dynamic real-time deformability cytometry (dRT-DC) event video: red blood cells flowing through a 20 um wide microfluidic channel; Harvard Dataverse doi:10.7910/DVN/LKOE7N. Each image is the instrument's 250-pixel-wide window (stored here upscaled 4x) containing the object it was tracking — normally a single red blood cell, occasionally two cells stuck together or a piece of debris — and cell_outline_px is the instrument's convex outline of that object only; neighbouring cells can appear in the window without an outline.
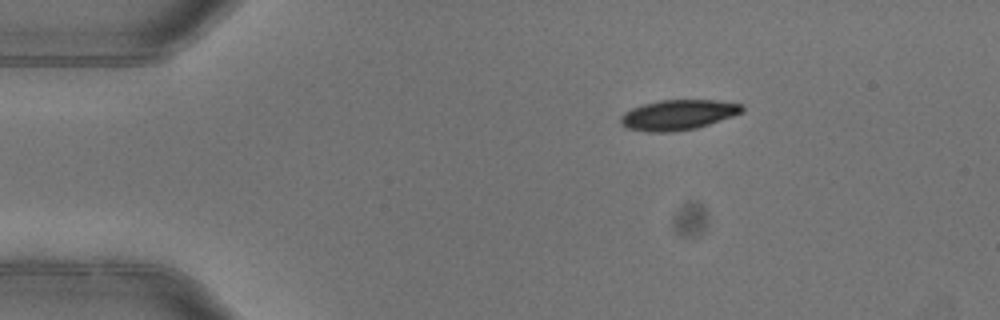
{"species": "common noctule bat (a hibernating species)", "species_latin": "Nyctalus noctula", "temperature_condition": "warm", "stored_images_in_passage": 4, "segment_of_instrument_passage": [1, 2], "camera_frame_rate_fps": 3000, "um_per_image_px": 0.085, "animal": {"sex": "female"}, "frame": {"image": 1, "passage_image": 1, "time_ms": 0.0, "image_size_px": [1000, 320], "cell_outline_px": [[744, 112], [696, 128], [668, 132], [648, 132], [624, 128], [620, 124], [620, 116], [624, 112], [632, 108], [644, 104], [660, 100], [716, 100], [744, 104]], "centroid_in_image_um": [57.62, 9.76], "position_along_channel_um": 27.4, "area_um2": 21.44}}
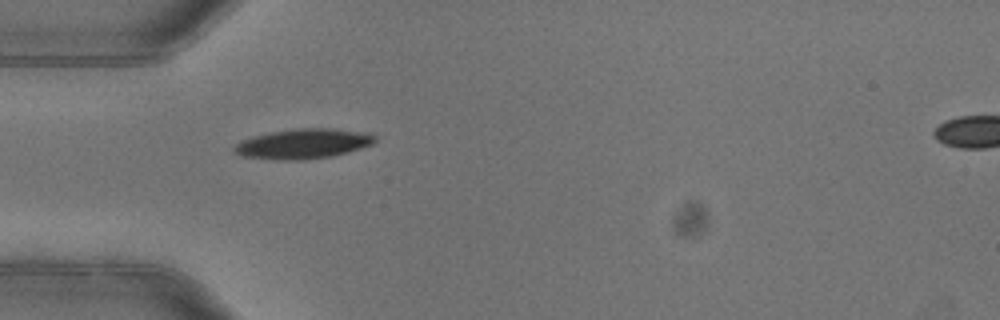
{"frame": {"image": 2, "passage_image": 3, "time_ms": 0.667, "image_size_px": [1000, 320], "cell_outline_px": [[376, 140], [372, 144], [348, 152], [332, 156], [304, 160], [284, 160], [240, 156], [232, 148], [240, 140], [252, 136], [272, 132], [296, 128], [332, 128], [372, 132], [376, 136]], "centroid_in_image_um": [25.81, 12.21], "position_along_channel_um": 59.2, "area_um2": 24.74}}